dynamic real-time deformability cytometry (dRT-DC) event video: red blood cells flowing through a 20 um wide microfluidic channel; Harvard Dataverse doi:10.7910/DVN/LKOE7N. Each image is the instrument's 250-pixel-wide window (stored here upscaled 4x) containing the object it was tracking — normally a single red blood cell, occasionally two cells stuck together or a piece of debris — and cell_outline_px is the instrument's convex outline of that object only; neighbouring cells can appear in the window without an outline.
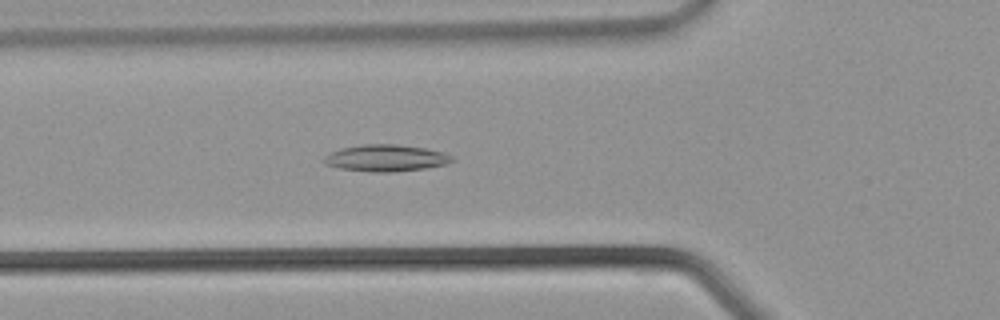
{"species": "common noctule bat (a hibernating species)", "species_latin": "Nyctalus noctula", "temperature_condition": "warm", "stored_images_in_passage": 32, "camera_frame_rate_fps": 3000, "um_per_image_px": 0.085, "animal": {"sex": "male", "body_mass_g": 21.5, "forearm_length_mm": 52.0}, "frame": {"image": 1, "passage_image": 9, "time_ms": 2.667, "image_size_px": [1000, 320], "cell_outline_px": [[456, 160], [444, 164], [424, 168], [392, 172], [372, 172], [340, 168], [324, 164], [324, 156], [340, 148], [364, 144], [396, 144], [428, 148], [444, 152], [452, 156]], "centroid_in_image_um": [32.82, 13.42], "position_along_channel_um": 93.0, "area_um2": 19.94}}
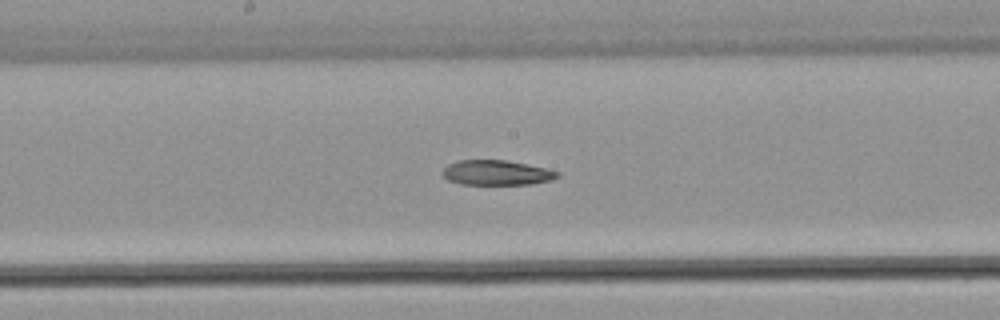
{"frame": {"image": 2, "passage_image": 15, "time_ms": 4.667, "image_size_px": [1000, 320], "cell_outline_px": [[560, 176], [552, 180], [532, 184], [460, 184], [448, 180], [440, 172], [448, 164], [460, 160], [504, 160], [528, 164], [548, 168], [560, 172]], "centroid_in_image_um": [42.24, 14.68], "position_along_channel_um": 206.0, "area_um2": 16.82}}
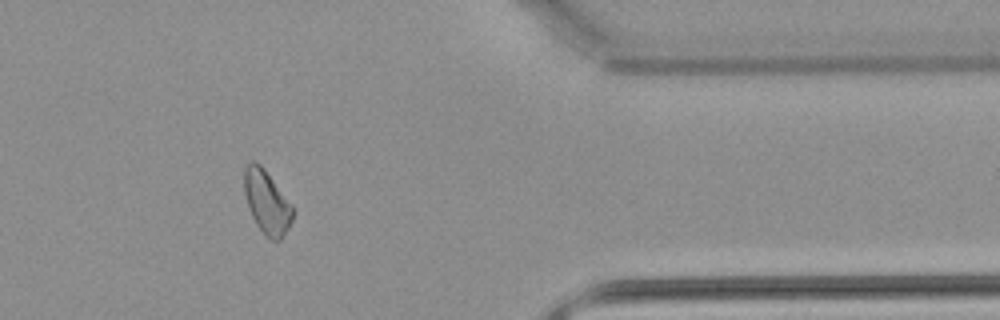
{"frame": {"image": 3, "passage_image": 26, "time_ms": 8.333, "image_size_px": [1000, 320], "cell_outline_px": [[292, 220], [288, 228], [280, 240], [272, 240], [256, 224], [252, 216], [244, 192], [244, 168], [252, 160], [260, 164], [292, 204]], "centroid_in_image_um": [22.67, 17.16], "position_along_channel_um": 388.7, "area_um2": 17.46}}